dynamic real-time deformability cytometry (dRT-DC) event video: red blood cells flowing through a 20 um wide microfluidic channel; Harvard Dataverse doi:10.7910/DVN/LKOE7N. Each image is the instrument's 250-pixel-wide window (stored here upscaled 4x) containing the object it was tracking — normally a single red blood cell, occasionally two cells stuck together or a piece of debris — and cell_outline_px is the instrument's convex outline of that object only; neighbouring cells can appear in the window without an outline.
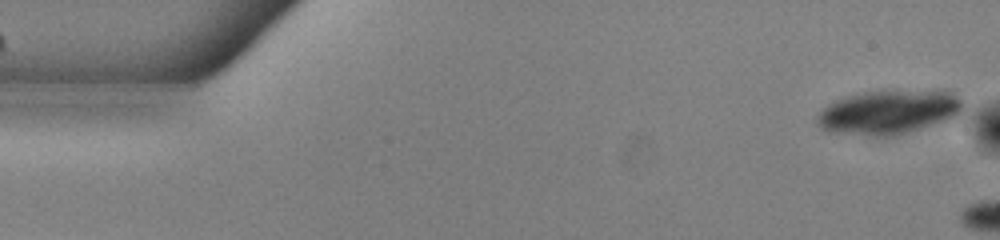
{"species": "common noctule bat (a hibernating species)", "species_latin": "Nyctalus noctula", "temperature_condition": "warm", "stored_images_in_passage": 16, "camera_frame_rate_fps": 3000, "um_per_image_px": 0.085, "animal": {"sex": "male", "body_mass_g": 13.0, "forearm_length_mm": 53.1}, "frame": {"image": 1, "passage_image": 1, "time_ms": 0.0, "image_size_px": [1000, 240], "cell_outline_px": [[964, 108], [960, 116], [956, 120], [892, 136], [872, 136], [828, 132], [820, 128], [816, 120], [820, 112], [828, 104], [844, 96], [884, 88], [944, 88], [952, 92], [964, 100]], "centroid_in_image_um": [75.7, 9.47], "position_along_channel_um": 9.3, "area_um2": 39.77}}